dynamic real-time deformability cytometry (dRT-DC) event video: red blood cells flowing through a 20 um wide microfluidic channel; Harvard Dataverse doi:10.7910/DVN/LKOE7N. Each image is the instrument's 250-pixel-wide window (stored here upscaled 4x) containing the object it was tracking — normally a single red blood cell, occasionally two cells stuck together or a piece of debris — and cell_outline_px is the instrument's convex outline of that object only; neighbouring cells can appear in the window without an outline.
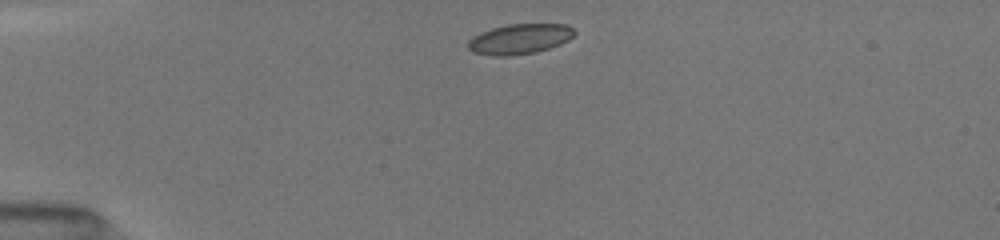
{"species": "common noctule bat (a hibernating species)", "species_latin": "Nyctalus noctula", "temperature_condition": "room temperature", "stored_images_in_passage": 2, "camera_frame_rate_fps": 3000, "um_per_image_px": 0.085, "animal": {"sex": "female", "body_mass_g": 19.5, "forearm_length_mm": 54.1}, "frame": {"image": 1, "passage_image": 1, "time_ms": 0.0, "image_size_px": [1000, 240], "cell_outline_px": [[576, 32], [568, 40], [560, 44], [536, 52], [508, 56], [492, 56], [472, 52], [468, 48], [468, 40], [480, 32], [492, 28], [508, 24], [568, 24]], "centroid_in_image_um": [44.15, 3.31], "position_along_channel_um": 40.8, "area_um2": 18.73}}